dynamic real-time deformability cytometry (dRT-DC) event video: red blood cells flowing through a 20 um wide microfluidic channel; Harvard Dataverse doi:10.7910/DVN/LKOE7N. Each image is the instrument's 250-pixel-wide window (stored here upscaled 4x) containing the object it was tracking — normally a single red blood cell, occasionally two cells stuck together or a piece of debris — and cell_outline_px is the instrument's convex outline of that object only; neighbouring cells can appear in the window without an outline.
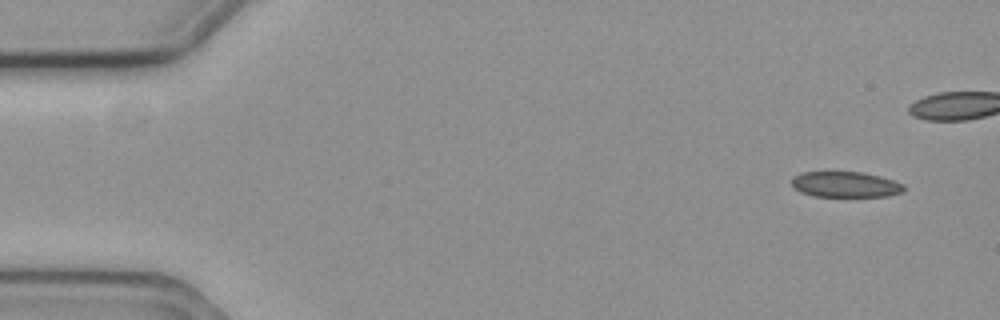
{"species": "common noctule bat (a hibernating species)", "species_latin": "Nyctalus noctula", "temperature_condition": "cold", "stored_images_in_passage": 44, "camera_frame_rate_fps": 3000, "um_per_image_px": 0.085, "animal": {"sex": "female", "body_mass_g": 19.3, "forearm_length_mm": 54.1}, "frame": {"image": 1, "passage_image": 1, "time_ms": 0.0, "image_size_px": [1000, 320], "cell_outline_px": [[904, 192], [888, 196], [812, 196], [800, 192], [792, 188], [792, 176], [800, 172], [860, 172], [880, 176], [904, 184]], "centroid_in_image_um": [71.82, 15.68], "position_along_channel_um": 13.2, "area_um2": 16.88}}
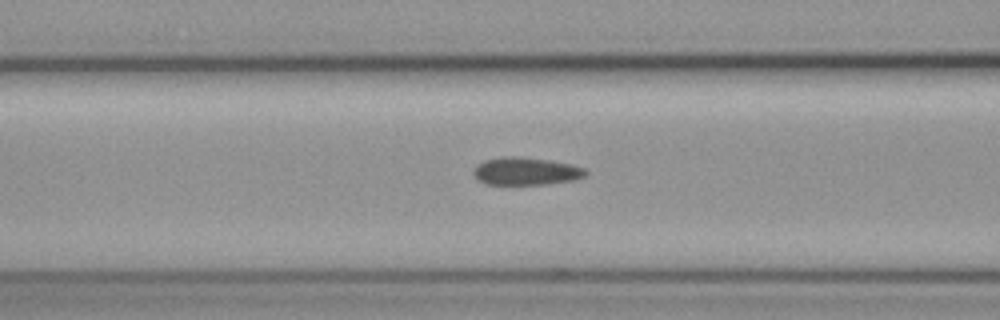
{"frame": {"image": 2, "passage_image": 20, "time_ms": 6.333, "image_size_px": [1000, 320], "cell_outline_px": [[588, 172], [584, 176], [576, 180], [548, 184], [484, 184], [476, 180], [472, 172], [476, 164], [484, 160], [500, 156], [520, 156], [548, 160], [572, 164], [584, 168]], "centroid_in_image_um": [44.66, 14.55], "position_along_channel_um": 121.9, "area_um2": 18.44}}
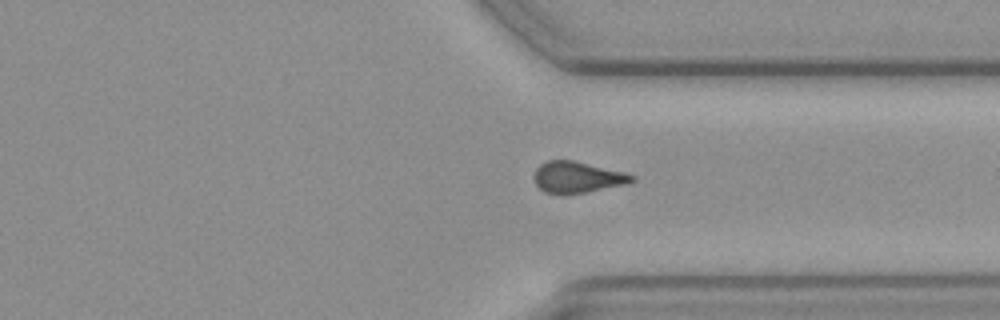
{"frame": {"image": 3, "passage_image": 40, "time_ms": 13.0, "image_size_px": [1000, 320], "cell_outline_px": [[636, 180], [628, 184], [564, 196], [560, 196], [544, 192], [536, 184], [532, 176], [536, 168], [540, 164], [548, 160], [572, 160], [624, 172], [636, 176]], "centroid_in_image_um": [49.05, 15.09], "position_along_channel_um": 362.4, "area_um2": 18.21}}